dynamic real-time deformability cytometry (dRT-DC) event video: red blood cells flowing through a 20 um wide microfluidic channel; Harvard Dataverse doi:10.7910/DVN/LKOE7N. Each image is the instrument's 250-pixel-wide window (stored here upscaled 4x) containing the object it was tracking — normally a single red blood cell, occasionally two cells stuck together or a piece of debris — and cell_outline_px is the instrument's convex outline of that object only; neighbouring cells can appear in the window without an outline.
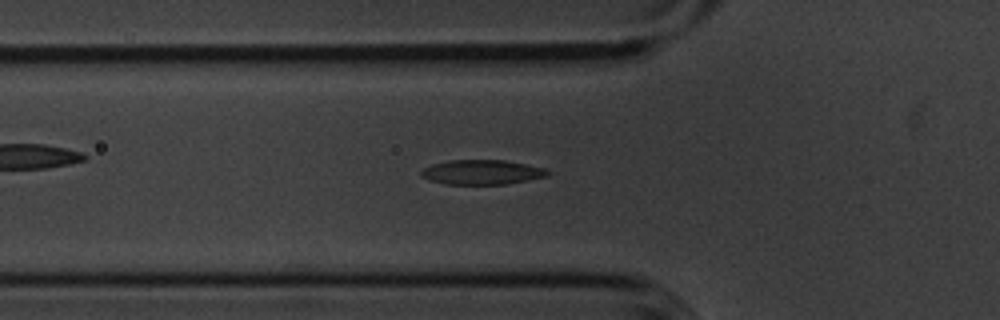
{"species": "common noctule bat (a hibernating species)", "species_latin": "Nyctalus noctula", "temperature_condition": "cold", "stored_images_in_passage": 38, "camera_frame_rate_fps": 3000, "um_per_image_px": 0.085, "animal": {"sex": "male", "body_mass_g": 20.1, "forearm_length_mm": 53.5}, "frame": {"image": 1, "passage_image": 8, "time_ms": 2.333, "image_size_px": [1000, 320], "cell_outline_px": [[552, 172], [548, 176], [528, 180], [504, 184], [444, 184], [428, 180], [420, 176], [420, 172], [424, 168], [432, 164], [448, 160], [504, 160], [544, 168]], "centroid_in_image_um": [40.94, 14.64], "position_along_channel_um": 84.9, "area_um2": 18.21}}
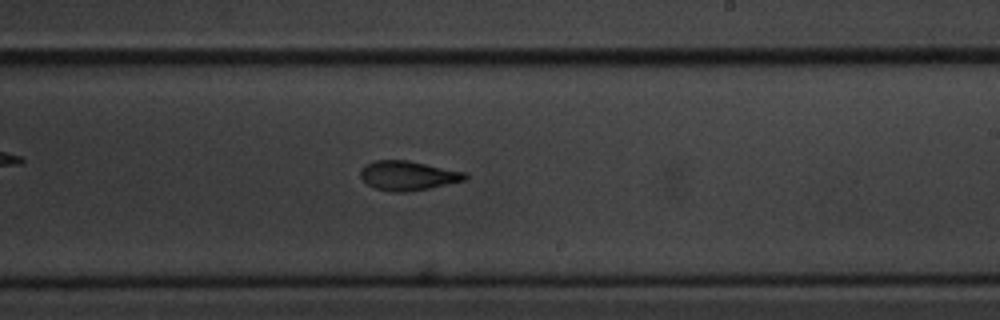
{"frame": {"image": 2, "passage_image": 22, "time_ms": 7.0, "image_size_px": [1000, 320], "cell_outline_px": [[468, 176], [464, 180], [428, 188], [408, 192], [392, 192], [376, 188], [368, 184], [360, 176], [360, 172], [364, 164], [376, 160], [408, 160], [468, 172]], "centroid_in_image_um": [34.68, 14.91], "position_along_channel_um": 254.3, "area_um2": 17.92}}
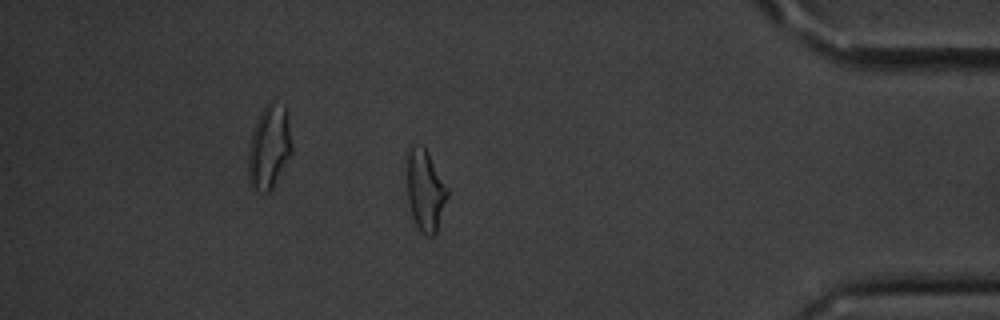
{"frame": {"image": 3, "passage_image": 37, "time_ms": 12.0, "image_size_px": [1000, 320], "cell_outline_px": [[448, 196], [436, 232], [432, 236], [428, 236], [420, 232], [412, 216], [408, 200], [404, 156], [412, 148], [424, 148], [428, 152], [448, 188]], "centroid_in_image_um": [36.11, 16.19], "position_along_channel_um": 399.1, "area_um2": 19.25}}